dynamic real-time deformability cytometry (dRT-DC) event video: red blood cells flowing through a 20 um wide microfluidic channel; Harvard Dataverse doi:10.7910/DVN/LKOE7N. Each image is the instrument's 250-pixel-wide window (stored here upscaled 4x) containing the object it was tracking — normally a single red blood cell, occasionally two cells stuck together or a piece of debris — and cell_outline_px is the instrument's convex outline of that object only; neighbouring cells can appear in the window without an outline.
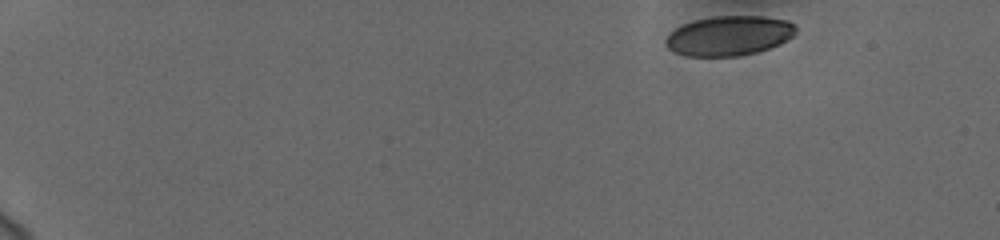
{"species": "human", "species_latin": "Homo sapiens", "temperature_condition": "cold", "stored_images_in_passage": 51, "camera_frame_rate_fps": 3000, "um_per_image_px": 0.085, "donor": {"sex": "female"}, "frame": {"image": 1, "passage_image": 1, "time_ms": 0.0, "image_size_px": [1000, 240], "cell_outline_px": [[796, 32], [792, 36], [780, 44], [756, 52], [740, 56], [688, 56], [676, 52], [668, 48], [664, 44], [664, 40], [676, 28], [692, 20], [716, 16], [764, 16], [788, 20], [796, 24]], "centroid_in_image_um": [61.99, 3.03], "position_along_channel_um": 23.0, "area_um2": 30.17}}
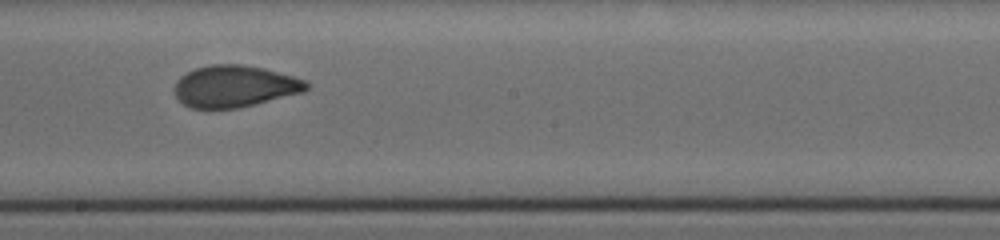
{"frame": {"image": 2, "passage_image": 29, "time_ms": 9.333, "image_size_px": [1000, 240], "cell_outline_px": [[308, 88], [304, 92], [240, 108], [188, 108], [176, 96], [176, 80], [180, 76], [196, 68], [212, 64], [240, 64], [264, 68], [308, 80]], "centroid_in_image_um": [19.98, 7.33], "position_along_channel_um": 228.2, "area_um2": 32.14}}
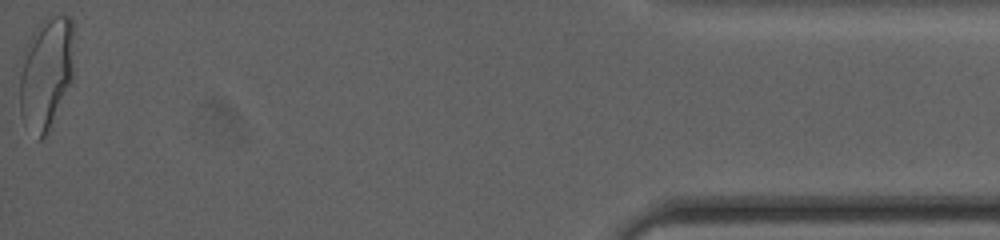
{"frame": {"image": 3, "passage_image": 51, "time_ms": 16.667, "image_size_px": [1000, 240], "cell_outline_px": [[72, 80], [44, 136], [40, 140], [36, 140], [20, 116], [20, 76], [24, 48], [36, 28], [48, 16], [60, 12], [72, 16]], "centroid_in_image_um": [3.9, 6.16], "position_along_channel_um": 431.3, "area_um2": 35.26}, "authors_computed_cell_mechanics": {"area_um2": 32.1368, "velocity_mm_per_s": 3.731, "shape_relaxation_time_tau1_ms": 5.4868, "shape_relaxation_time_tau2_ms": 0.9748, "deformation_change_tau1": 0.1654, "deformation_change_tau2": 0.0581}}